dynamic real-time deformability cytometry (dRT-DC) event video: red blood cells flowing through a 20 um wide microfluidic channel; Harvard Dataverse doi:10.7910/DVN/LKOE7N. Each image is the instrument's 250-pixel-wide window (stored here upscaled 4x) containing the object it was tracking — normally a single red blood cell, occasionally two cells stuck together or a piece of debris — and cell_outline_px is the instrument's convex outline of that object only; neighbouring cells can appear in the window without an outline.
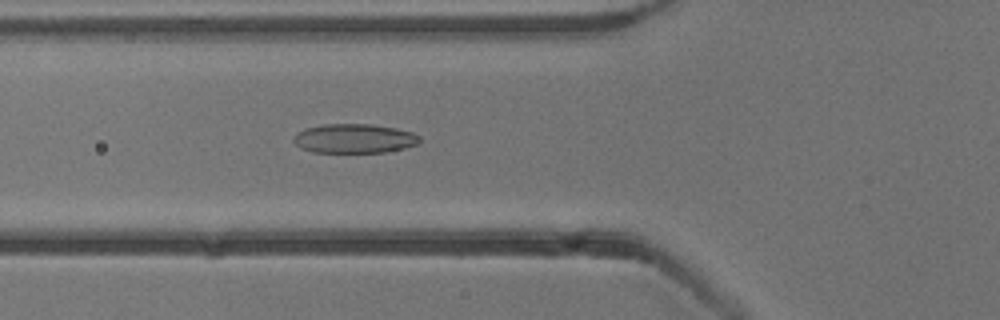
{"species": "common noctule bat (a hibernating species)", "species_latin": "Nyctalus noctula", "temperature_condition": "cold", "stored_images_in_passage": 54, "camera_frame_rate_fps": 3000, "um_per_image_px": 0.085, "animal": {"sex": "male", "body_mass_g": 13.3}, "frame": {"image": 1, "passage_image": 20, "time_ms": 6.333, "image_size_px": [1000, 320], "cell_outline_px": [[420, 140], [416, 144], [404, 148], [384, 152], [312, 152], [300, 148], [292, 140], [296, 132], [308, 128], [324, 124], [372, 124], [396, 128], [412, 132], [420, 136]], "centroid_in_image_um": [30.1, 11.77], "position_along_channel_um": 95.7, "area_um2": 21.44}}
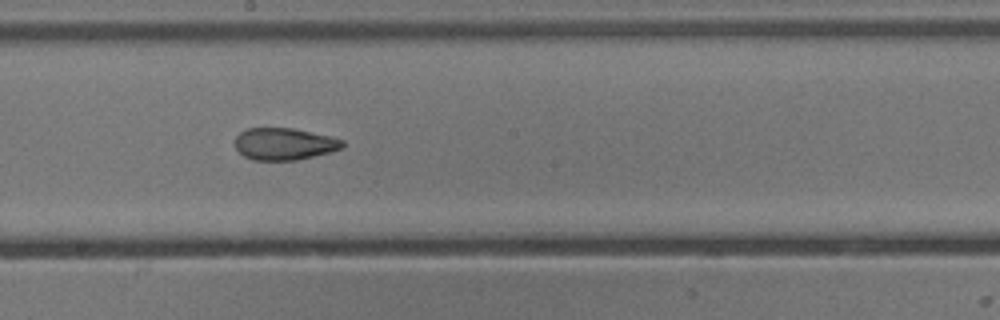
{"frame": {"image": 2, "passage_image": 30, "time_ms": 9.667, "image_size_px": [1000, 320], "cell_outline_px": [[344, 148], [296, 160], [252, 160], [244, 156], [236, 148], [236, 136], [240, 132], [248, 128], [292, 128], [328, 136], [344, 140]], "centroid_in_image_um": [24.15, 12.23], "position_along_channel_um": 224.1, "area_um2": 19.83}}
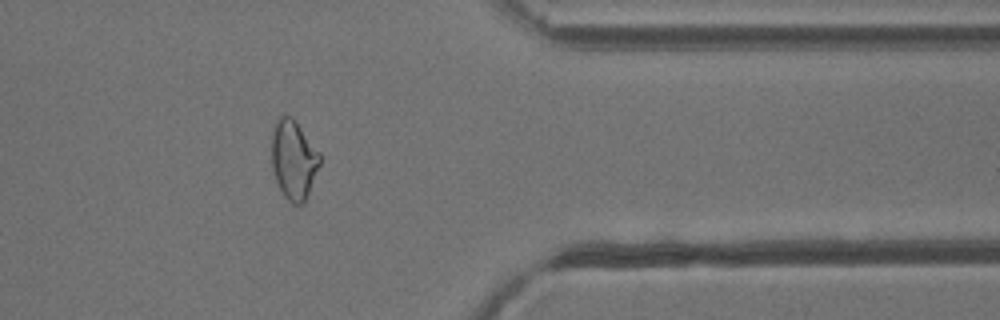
{"frame": {"image": 3, "passage_image": 44, "time_ms": 14.333, "image_size_px": [1000, 320], "cell_outline_px": [[320, 164], [308, 192], [304, 200], [300, 204], [292, 204], [284, 196], [276, 180], [272, 168], [272, 132], [276, 120], [280, 116], [292, 116], [320, 152]], "centroid_in_image_um": [24.95, 13.54], "position_along_channel_um": 386.5, "area_um2": 21.96}, "authors_computed_cell_mechanics": {"area_um2": 22.1952, "velocity_mm_per_s": 3.8233, "shape_relaxation_time_tau1_ms": 8.1092, "shape_relaxation_time_tau2_ms": 2.0786, "deformation_change_tau1": 0.1906, "deformation_change_tau2": 0.0827}}